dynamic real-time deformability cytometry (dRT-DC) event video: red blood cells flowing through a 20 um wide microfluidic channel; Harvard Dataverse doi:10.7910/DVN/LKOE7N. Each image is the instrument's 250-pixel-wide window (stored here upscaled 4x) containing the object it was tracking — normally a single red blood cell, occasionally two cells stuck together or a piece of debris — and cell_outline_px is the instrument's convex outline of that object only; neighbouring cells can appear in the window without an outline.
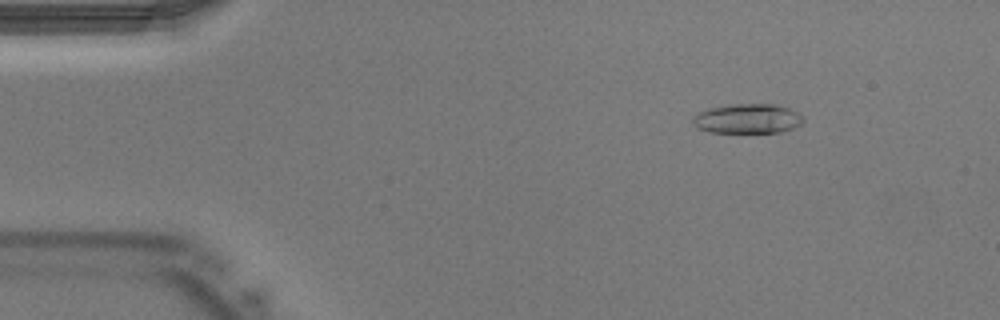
{"species": "Egyptian fruit bat (a non-hibernating species)", "species_latin": "Rousettus aegyptiacus", "temperature_condition": "warm", "stored_images_in_passage": 12, "camera_frame_rate_fps": 3000, "um_per_image_px": 0.085, "animal": {"sex": "male"}, "frame": {"image": 1, "passage_image": 6, "time_ms": 1.667, "image_size_px": [1000, 320], "cell_outline_px": [[804, 120], [800, 124], [792, 128], [780, 132], [708, 132], [696, 128], [692, 124], [692, 116], [700, 112], [712, 108], [732, 104], [776, 104], [788, 108], [804, 116]], "centroid_in_image_um": [63.52, 10.09], "position_along_channel_um": 21.5, "area_um2": 19.02}}